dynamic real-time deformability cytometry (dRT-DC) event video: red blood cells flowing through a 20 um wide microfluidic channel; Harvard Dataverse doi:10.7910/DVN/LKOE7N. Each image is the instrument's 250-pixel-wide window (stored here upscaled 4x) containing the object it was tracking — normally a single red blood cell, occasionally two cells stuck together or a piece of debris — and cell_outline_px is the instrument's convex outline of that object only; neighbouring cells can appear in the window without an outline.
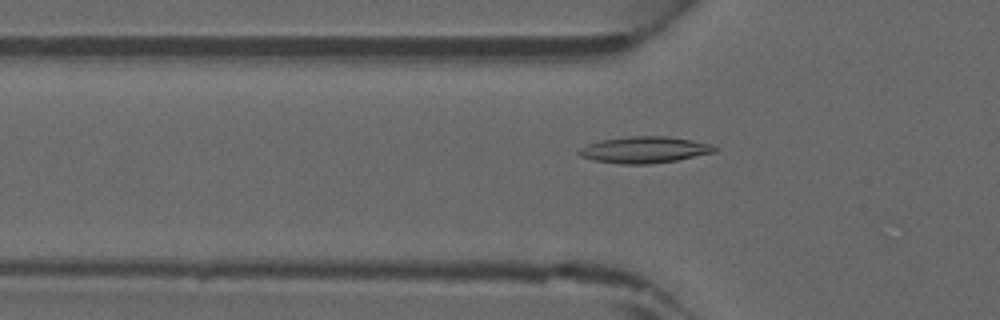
{"species": "common noctule bat (a hibernating species)", "species_latin": "Nyctalus noctula", "temperature_condition": "warm", "stored_images_in_passage": 45, "camera_frame_rate_fps": 3000, "um_per_image_px": 0.085, "animal": {"sex": "male", "forearm_length_mm": 52.5}, "frame": {"image": 1, "passage_image": 15, "time_ms": 4.667, "image_size_px": [1000, 320], "cell_outline_px": [[716, 152], [676, 160], [648, 164], [624, 164], [592, 160], [580, 156], [576, 152], [580, 148], [588, 144], [600, 140], [632, 136], [668, 136], [692, 140], [712, 144], [716, 148]], "centroid_in_image_um": [54.77, 12.73], "position_along_channel_um": 71.0, "area_um2": 20.87}}
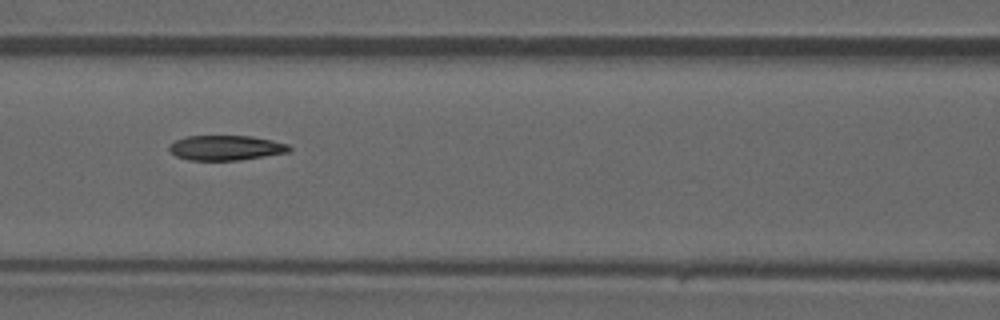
{"frame": {"image": 2, "passage_image": 20, "time_ms": 6.333, "image_size_px": [1000, 320], "cell_outline_px": [[292, 148], [288, 152], [240, 160], [188, 160], [176, 156], [168, 148], [168, 144], [176, 140], [188, 136], [252, 136], [272, 140], [288, 144]], "centroid_in_image_um": [19.19, 12.56], "position_along_channel_um": 147.4, "area_um2": 17.4}}
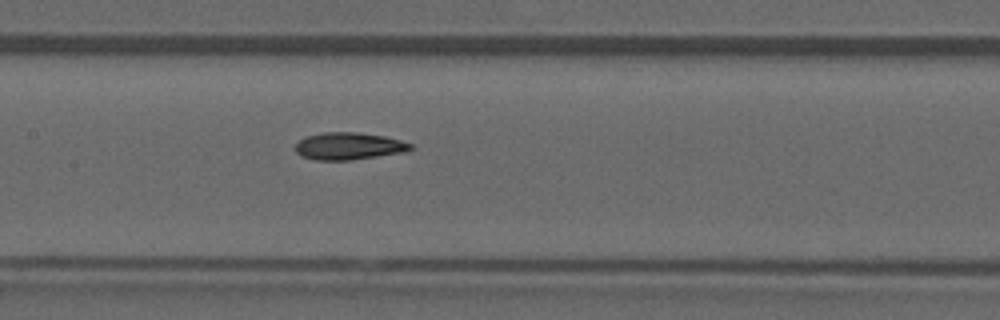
{"frame": {"image": 3, "passage_image": 22, "time_ms": 7.0, "image_size_px": [1000, 320], "cell_outline_px": [[412, 148], [408, 152], [352, 160], [316, 160], [300, 156], [296, 152], [296, 144], [304, 136], [324, 132], [356, 132], [384, 136], [400, 140], [412, 144]], "centroid_in_image_um": [29.65, 12.42], "position_along_channel_um": 177.7, "area_um2": 18.44}}